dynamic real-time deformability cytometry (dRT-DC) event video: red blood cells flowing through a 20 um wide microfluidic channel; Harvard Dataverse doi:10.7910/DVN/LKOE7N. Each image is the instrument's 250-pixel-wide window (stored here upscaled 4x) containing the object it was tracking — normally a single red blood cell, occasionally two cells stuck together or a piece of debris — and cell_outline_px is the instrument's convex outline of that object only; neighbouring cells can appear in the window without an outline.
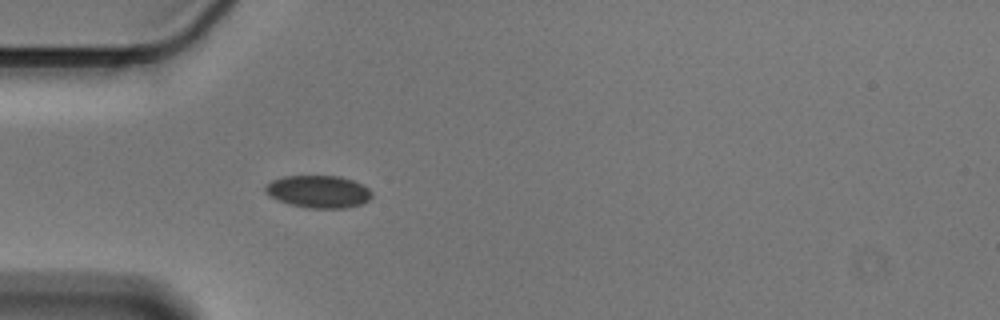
{"species": "Egyptian fruit bat (a non-hibernating species)", "species_latin": "Rousettus aegyptiacus", "temperature_condition": "cold", "stored_images_in_passage": 40, "camera_frame_rate_fps": 3000, "um_per_image_px": 0.085, "animal": {"sex": "male"}, "frame": {"image": 1, "passage_image": 1, "time_ms": 0.0, "image_size_px": [1000, 320], "cell_outline_px": [[372, 196], [368, 200], [360, 204], [344, 208], [308, 208], [292, 204], [280, 200], [264, 192], [264, 188], [272, 180], [284, 176], [340, 176], [352, 180], [368, 188], [372, 192]], "centroid_in_image_um": [27.08, 16.28], "position_along_channel_um": 57.9, "area_um2": 19.83}}
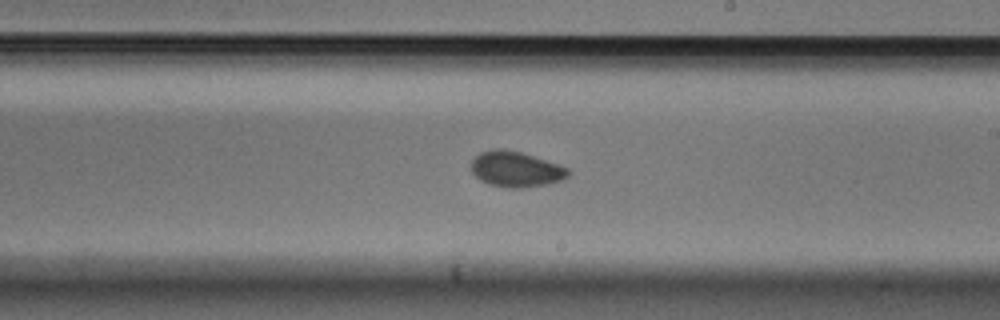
{"frame": {"image": 2, "passage_image": 17, "time_ms": 5.333, "image_size_px": [1000, 320], "cell_outline_px": [[572, 172], [564, 180], [548, 184], [524, 188], [504, 188], [488, 184], [480, 180], [472, 172], [472, 160], [480, 152], [496, 148], [500, 148], [520, 152], [568, 168]], "centroid_in_image_um": [43.85, 14.41], "position_along_channel_um": 245.1, "area_um2": 20.11}}
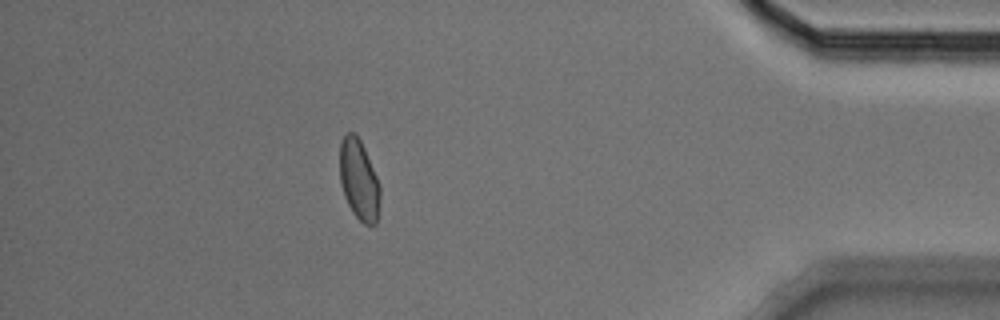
{"frame": {"image": 3, "passage_image": 34, "time_ms": 11.0, "image_size_px": [1000, 320], "cell_outline_px": [[380, 204], [376, 224], [364, 224], [352, 212], [344, 196], [340, 184], [340, 144], [344, 136], [348, 132], [352, 132], [360, 140], [364, 148], [380, 184]], "centroid_in_image_um": [30.52, 15.32], "position_along_channel_um": 404.7, "area_um2": 18.84}, "authors_computed_cell_mechanics": {"area_um2": 19.6809, "velocity_mm_per_s": 3.5831, "shape_relaxation_time_tau1_ms": null, "shape_relaxation_time_tau2_ms": 3.2176, "deformation_change_tau1": null, "deformation_change_tau2": 0.056}}